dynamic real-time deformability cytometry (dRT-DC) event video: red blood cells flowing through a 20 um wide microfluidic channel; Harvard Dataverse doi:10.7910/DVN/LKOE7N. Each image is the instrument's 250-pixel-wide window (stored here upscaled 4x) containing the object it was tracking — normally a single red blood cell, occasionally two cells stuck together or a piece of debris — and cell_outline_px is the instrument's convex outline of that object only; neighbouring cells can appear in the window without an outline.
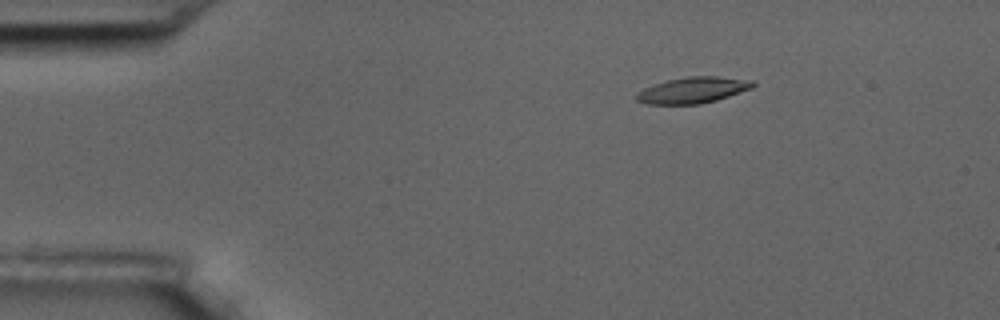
{"species": "common noctule bat (a hibernating species)", "species_latin": "Nyctalus noctula", "temperature_condition": "room temperature", "stored_images_in_passage": 5, "camera_frame_rate_fps": 3000, "um_per_image_px": 0.085, "animal": {"sex": "male", "body_mass_g": 17.5, "forearm_length_mm": 52.3}, "frame": {"image": 1, "passage_image": 3, "time_ms": 2.333, "image_size_px": [1000, 320], "cell_outline_px": [[756, 84], [752, 88], [716, 100], [700, 104], [648, 104], [636, 100], [636, 96], [644, 88], [668, 80], [688, 76], [716, 76], [752, 80]], "centroid_in_image_um": [58.92, 7.66], "position_along_channel_um": 26.1, "area_um2": 17.46}}